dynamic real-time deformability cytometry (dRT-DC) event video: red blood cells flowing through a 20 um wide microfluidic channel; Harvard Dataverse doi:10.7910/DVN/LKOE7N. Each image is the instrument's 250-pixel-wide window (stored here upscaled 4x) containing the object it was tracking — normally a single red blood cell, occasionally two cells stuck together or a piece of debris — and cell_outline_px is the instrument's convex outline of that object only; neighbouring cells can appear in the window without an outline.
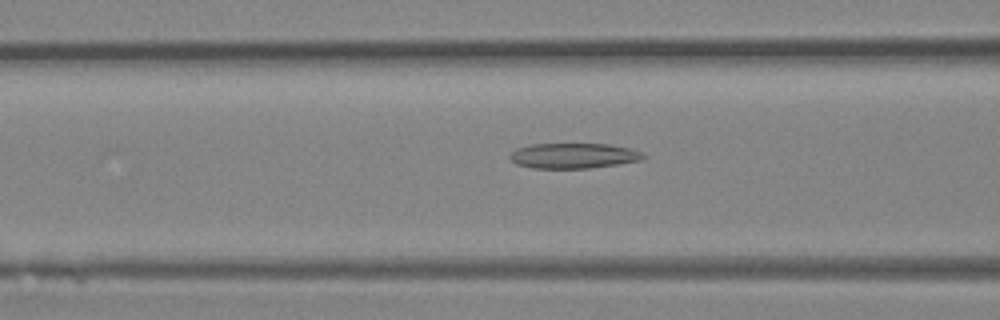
{"species": "Egyptian fruit bat (a non-hibernating species)", "species_latin": "Rousettus aegyptiacus", "temperature_condition": "room temperature", "stored_images_in_passage": 28, "camera_frame_rate_fps": 3000, "um_per_image_px": 0.085, "animal": {"sex": "female"}, "frame": {"image": 1, "passage_image": 4, "time_ms": 1.0, "image_size_px": [1000, 320], "cell_outline_px": [[648, 156], [640, 160], [592, 168], [532, 168], [516, 164], [508, 156], [516, 148], [532, 144], [608, 144], [632, 148]], "centroid_in_image_um": [48.75, 13.23], "position_along_channel_um": 117.9, "area_um2": 19.65}}
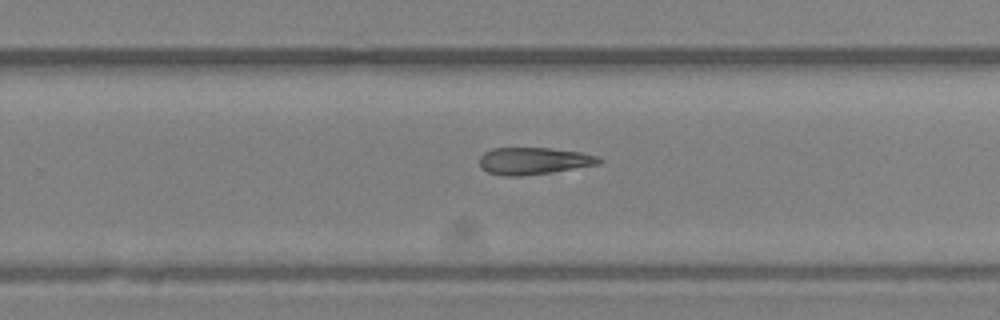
{"frame": {"image": 2, "passage_image": 14, "time_ms": 4.333, "image_size_px": [1000, 320], "cell_outline_px": [[604, 160], [600, 164], [552, 172], [520, 176], [504, 176], [488, 172], [480, 168], [480, 156], [484, 152], [492, 148], [548, 148], [580, 152], [596, 156]], "centroid_in_image_um": [45.35, 13.68], "position_along_channel_um": 284.5, "area_um2": 18.84}}
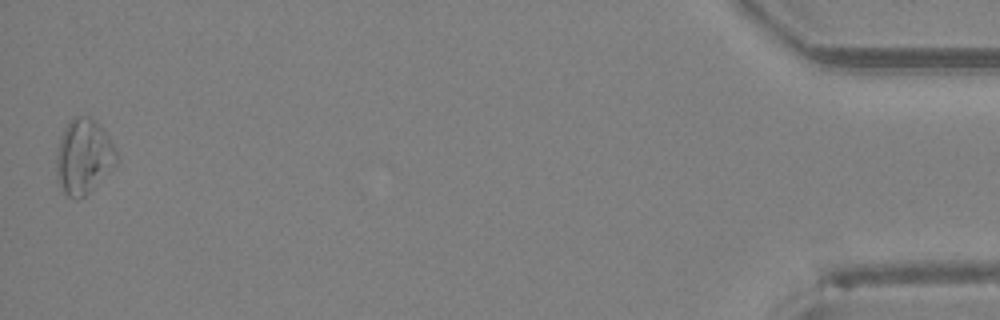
{"frame": {"image": 3, "passage_image": 28, "time_ms": 9.0, "image_size_px": [1000, 320], "cell_outline_px": [[120, 160], [84, 196], [76, 200], [68, 196], [64, 192], [56, 176], [56, 152], [60, 136], [64, 128], [72, 116], [88, 116], [100, 124], [108, 136]], "centroid_in_image_um": [7.09, 13.28], "position_along_channel_um": 428.1, "area_um2": 26.24}}